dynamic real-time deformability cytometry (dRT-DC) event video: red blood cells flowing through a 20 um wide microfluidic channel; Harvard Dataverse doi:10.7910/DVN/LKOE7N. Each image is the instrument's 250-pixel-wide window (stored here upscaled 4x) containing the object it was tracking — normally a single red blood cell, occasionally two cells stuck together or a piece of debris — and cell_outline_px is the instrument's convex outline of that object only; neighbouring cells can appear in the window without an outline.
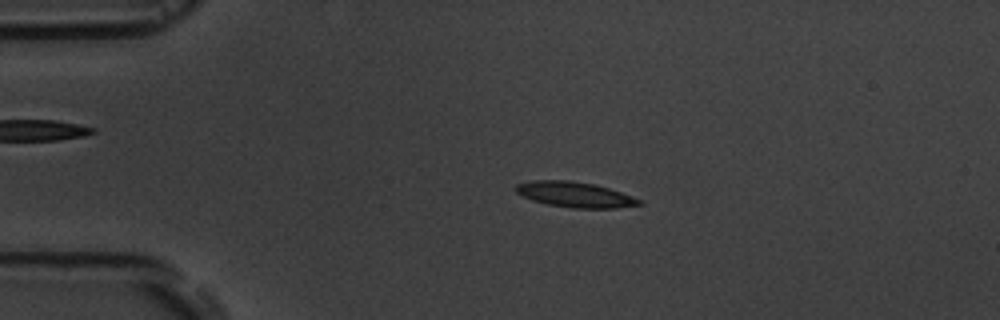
{"species": "common noctule bat (a hibernating species)", "species_latin": "Nyctalus noctula", "temperature_condition": "room temperature", "stored_images_in_passage": 4, "camera_frame_rate_fps": 3000, "um_per_image_px": 0.085, "animal": {"sex": "male", "body_mass_g": 19.5, "forearm_length_mm": 54.6}, "frame": {"image": 1, "passage_image": 3, "time_ms": 2.333, "image_size_px": [1000, 320], "cell_outline_px": [[644, 204], [616, 208], [572, 208], [548, 204], [532, 200], [516, 192], [516, 184], [532, 180], [568, 180], [596, 184], [632, 196], [640, 200]], "centroid_in_image_um": [48.87, 16.53], "position_along_channel_um": 36.1, "area_um2": 18.15}}